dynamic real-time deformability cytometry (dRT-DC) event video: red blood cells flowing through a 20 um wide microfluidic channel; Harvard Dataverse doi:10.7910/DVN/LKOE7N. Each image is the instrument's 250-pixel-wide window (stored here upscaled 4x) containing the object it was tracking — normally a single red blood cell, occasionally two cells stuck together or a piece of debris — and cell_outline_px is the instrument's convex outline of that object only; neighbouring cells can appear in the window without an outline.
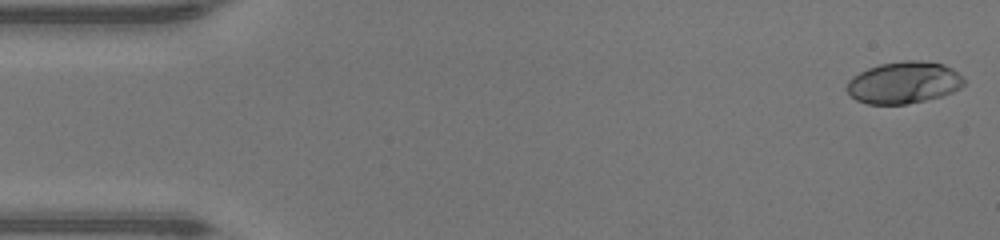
{"species": "human", "species_latin": "Homo sapiens", "temperature_condition": "warm", "stored_images_in_passage": 48, "camera_frame_rate_fps": 3000, "um_per_image_px": 0.085, "donor": {"sex": "male"}, "frame": {"image": 1, "passage_image": 1, "time_ms": 0.0, "image_size_px": [1000, 240], "cell_outline_px": [[964, 84], [960, 88], [944, 96], [904, 104], [868, 104], [856, 100], [848, 92], [848, 80], [852, 76], [868, 68], [880, 64], [904, 60], [920, 60], [944, 64], [952, 68], [964, 80]], "centroid_in_image_um": [76.83, 7.01], "position_along_channel_um": 8.2, "area_um2": 28.5}}
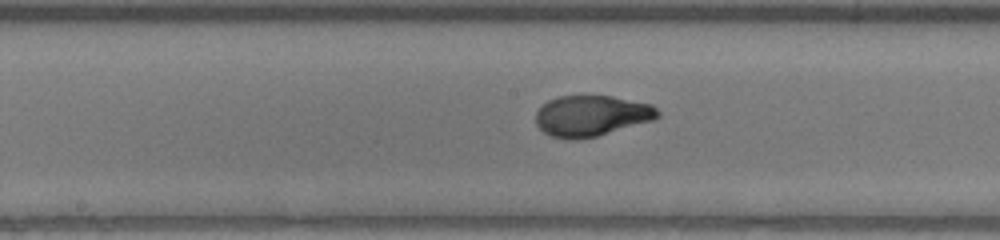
{"frame": {"image": 2, "passage_image": 24, "time_ms": 7.667, "image_size_px": [1000, 240], "cell_outline_px": [[660, 116], [652, 120], [596, 136], [576, 140], [568, 140], [552, 136], [544, 132], [536, 124], [536, 112], [548, 100], [556, 96], [612, 96], [652, 104], [660, 112]], "centroid_in_image_um": [50.26, 9.84], "position_along_channel_um": 197.9, "area_um2": 28.9}}
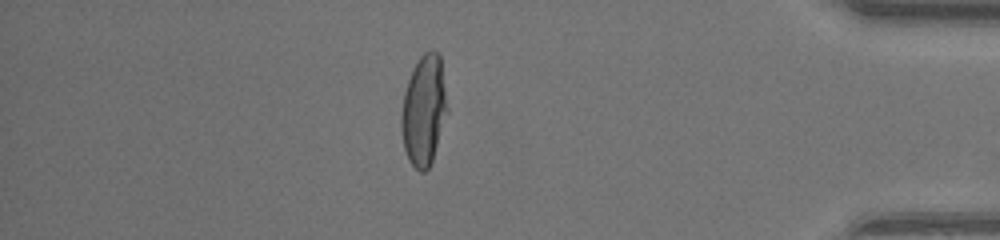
{"frame": {"image": 3, "passage_image": 41, "time_ms": 13.333, "image_size_px": [1000, 240], "cell_outline_px": [[448, 112], [432, 160], [428, 168], [424, 172], [420, 172], [408, 160], [404, 148], [400, 124], [400, 116], [404, 92], [412, 68], [420, 56], [424, 52], [432, 48], [440, 52], [448, 108]], "centroid_in_image_um": [36.03, 9.33], "position_along_channel_um": 399.2, "area_um2": 29.94}, "authors_computed_cell_mechanics": {"area_um2": 28.9578, "velocity_mm_per_s": 4.3059, "shape_relaxation_time_tau1_ms": 3.7916, "shape_relaxation_time_tau2_ms": null, "deformation_change_tau1": 0.2386, "deformation_change_tau2": null}}